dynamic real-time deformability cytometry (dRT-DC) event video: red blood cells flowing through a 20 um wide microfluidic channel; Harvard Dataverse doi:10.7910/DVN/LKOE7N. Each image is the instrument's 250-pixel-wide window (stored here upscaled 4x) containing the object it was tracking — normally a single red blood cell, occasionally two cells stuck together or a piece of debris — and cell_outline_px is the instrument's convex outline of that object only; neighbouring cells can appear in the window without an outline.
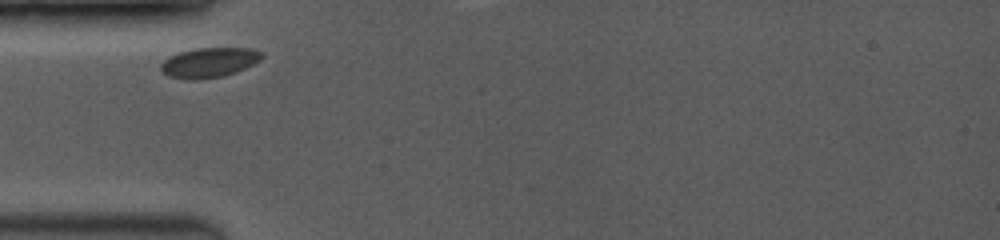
{"species": "common noctule bat (a hibernating species)", "species_latin": "Nyctalus noctula", "temperature_condition": "room temperature", "stored_images_in_passage": 3, "segment_of_instrument_passage": [1, 2], "camera_frame_rate_fps": 3500, "um_per_image_px": 0.085, "animal": {"sex": "female", "body_mass_g": 19.0, "forearm_length_mm": 53.3}, "frame": {"image": 1, "passage_image": 1, "time_ms": 0.0, "image_size_px": [1000, 240], "cell_outline_px": [[264, 56], [260, 60], [244, 68], [224, 76], [192, 80], [188, 80], [168, 76], [160, 68], [160, 64], [164, 60], [180, 52], [196, 48], [252, 48], [264, 52]], "centroid_in_image_um": [17.8, 5.31], "position_along_channel_um": 67.2, "area_um2": 17.46}}
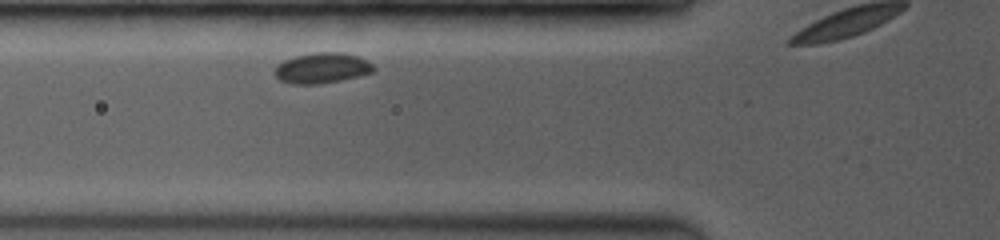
{"frame": {"image": 2, "passage_image": 2, "time_ms": 0.857, "image_size_px": [1000, 240], "cell_outline_px": [[376, 68], [372, 72], [340, 80], [316, 84], [292, 84], [280, 80], [272, 72], [284, 60], [296, 56], [312, 52], [344, 52], [356, 56], [372, 64]], "centroid_in_image_um": [27.34, 5.78], "position_along_channel_um": 98.5, "area_um2": 17.34}}